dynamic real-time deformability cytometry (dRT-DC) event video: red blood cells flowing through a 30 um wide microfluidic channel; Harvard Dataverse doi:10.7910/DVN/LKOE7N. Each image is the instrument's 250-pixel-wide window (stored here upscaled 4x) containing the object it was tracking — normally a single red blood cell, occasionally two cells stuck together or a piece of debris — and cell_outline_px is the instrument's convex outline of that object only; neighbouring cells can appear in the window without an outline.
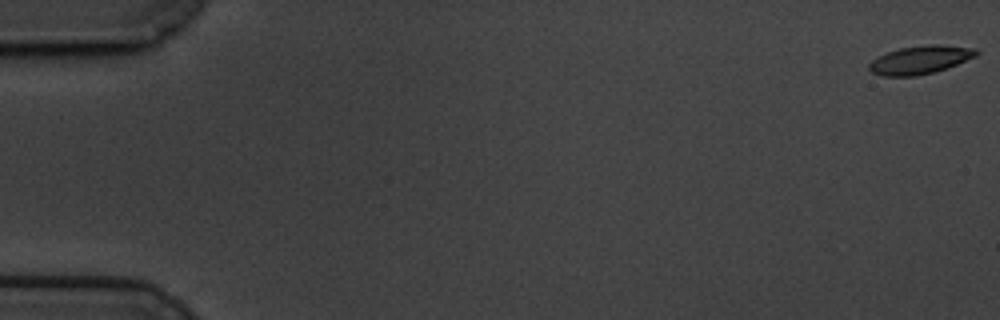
{"species": "common noctule bat (a hibernating species)", "species_latin": "Nyctalus noctula", "temperature_condition": "cold", "stored_images_in_passage": 60, "camera_frame_rate_fps": 3000, "um_per_image_px": 0.085, "animal": {"sex": "male", "body_mass_g": 19.5, "forearm_length_mm": 54.6}, "frame": {"image": 1, "passage_image": 1, "time_ms": 0.0, "image_size_px": [1000, 320], "cell_outline_px": [[980, 52], [976, 56], [948, 68], [916, 76], [880, 76], [872, 72], [868, 68], [868, 64], [872, 60], [888, 52], [900, 48], [928, 44], [936, 44], [976, 48]], "centroid_in_image_um": [78.23, 5.08], "position_along_channel_um": 6.8, "area_um2": 17.63}}
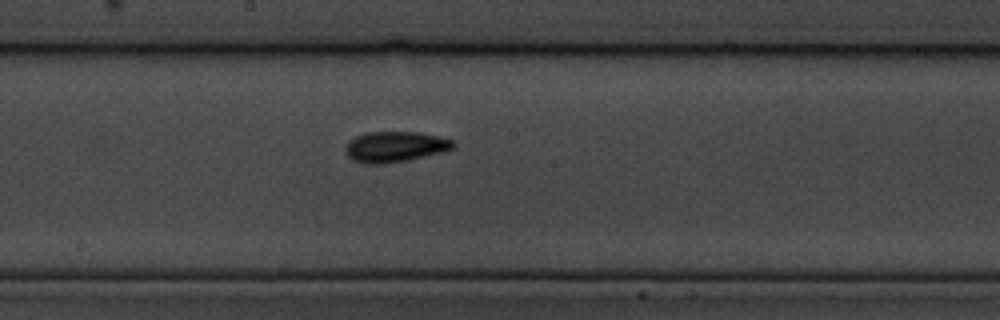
{"frame": {"image": 2, "passage_image": 33, "time_ms": 10.667, "image_size_px": [1000, 320], "cell_outline_px": [[456, 148], [444, 152], [408, 160], [380, 164], [364, 164], [352, 160], [344, 152], [344, 148], [348, 140], [364, 132], [420, 132], [452, 140], [456, 144]], "centroid_in_image_um": [33.55, 12.48], "position_along_channel_um": 214.6, "area_um2": 19.54}}
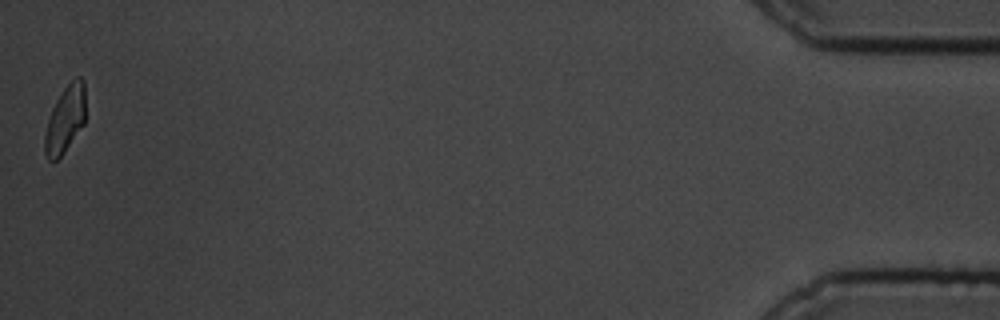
{"frame": {"image": 3, "passage_image": 60, "time_ms": 19.667, "image_size_px": [1000, 320], "cell_outline_px": [[84, 124], [64, 152], [52, 164], [48, 160], [44, 152], [44, 136], [48, 120], [52, 108], [56, 100], [64, 88], [76, 76], [80, 76], [84, 80]], "centroid_in_image_um": [5.52, 10.16], "position_along_channel_um": 429.7, "area_um2": 15.84}, "authors_computed_cell_mechanics": {"area_um2": 17.6001, "velocity_mm_per_s": 3.3848, "shape_relaxation_time_tau1_ms": 2.5597, "shape_relaxation_time_tau2_ms": 4.2458, "deformation_change_tau1": 0.0935, "deformation_change_tau2": 0.0902}}